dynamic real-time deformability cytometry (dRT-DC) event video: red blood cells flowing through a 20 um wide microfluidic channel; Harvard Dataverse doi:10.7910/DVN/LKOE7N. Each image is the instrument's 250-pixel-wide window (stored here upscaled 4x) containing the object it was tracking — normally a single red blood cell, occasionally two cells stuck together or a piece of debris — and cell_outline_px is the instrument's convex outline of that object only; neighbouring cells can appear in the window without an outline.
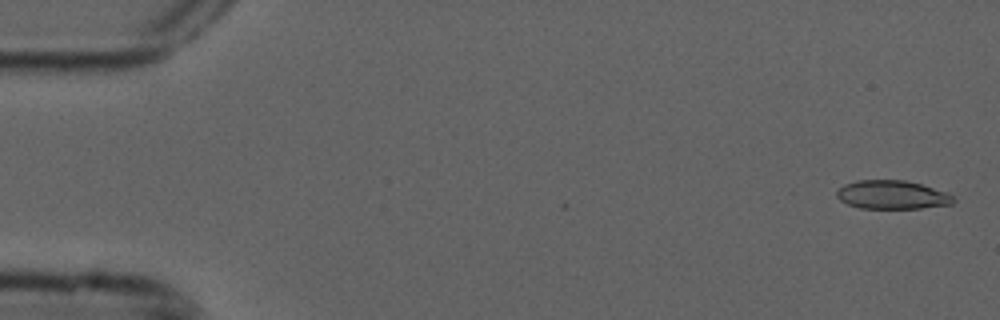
{"species": "common noctule bat (a hibernating species)", "species_latin": "Nyctalus noctula", "temperature_condition": "cold", "stored_images_in_passage": 5, "camera_frame_rate_fps": 3000, "um_per_image_px": 0.085, "animal": {"sex": "male", "forearm_length_mm": 52.5}, "frame": {"image": 1, "passage_image": 1, "time_ms": 0.0, "image_size_px": [1000, 320], "cell_outline_px": [[956, 200], [952, 204], [920, 208], [860, 208], [848, 204], [840, 200], [836, 196], [836, 192], [844, 184], [856, 180], [904, 180], [920, 184], [948, 192]], "centroid_in_image_um": [75.83, 16.55], "position_along_channel_um": 9.2, "area_um2": 19.42}}
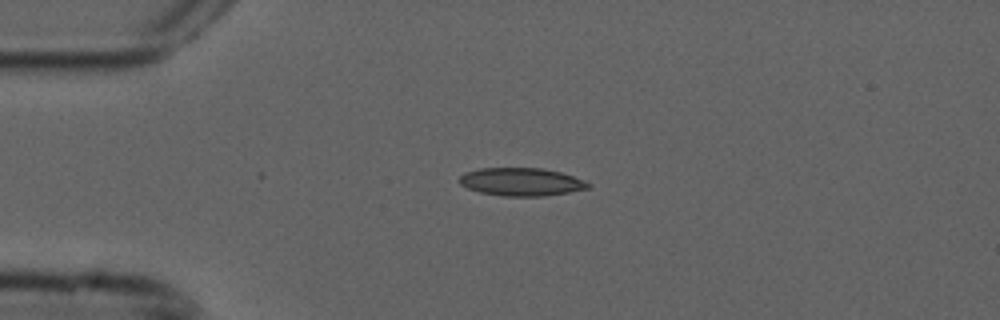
{"frame": {"image": 2, "passage_image": 4, "time_ms": 1.0, "image_size_px": [1000, 320], "cell_outline_px": [[592, 184], [588, 188], [568, 192], [544, 196], [504, 196], [480, 192], [468, 188], [460, 184], [460, 176], [464, 172], [480, 168], [544, 168], [560, 172], [584, 180]], "centroid_in_image_um": [44.31, 15.45], "position_along_channel_um": 40.7, "area_um2": 20.92}}